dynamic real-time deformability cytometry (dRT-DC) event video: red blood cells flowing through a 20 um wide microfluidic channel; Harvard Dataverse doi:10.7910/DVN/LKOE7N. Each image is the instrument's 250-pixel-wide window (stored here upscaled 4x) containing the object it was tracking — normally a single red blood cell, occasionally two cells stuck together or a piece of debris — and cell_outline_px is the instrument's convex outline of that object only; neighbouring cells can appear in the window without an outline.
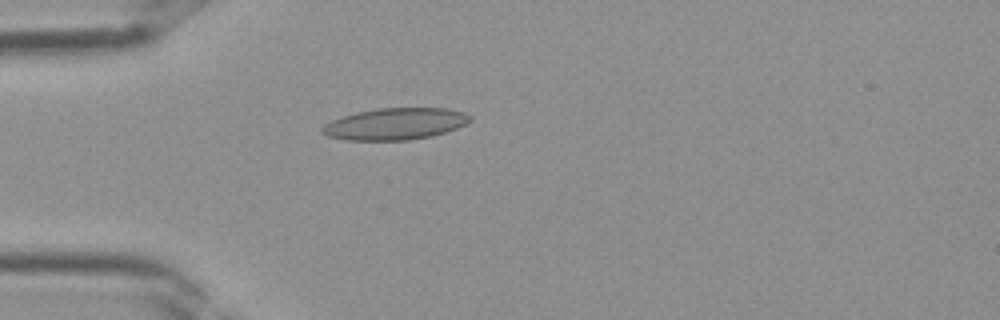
{"species": "Egyptian fruit bat (a non-hibernating species)", "species_latin": "Rousettus aegyptiacus", "temperature_condition": "room temperature", "stored_images_in_passage": 26, "camera_frame_rate_fps": 3000, "um_per_image_px": 0.085, "frame": {"image": 1, "passage_image": 4, "time_ms": 1.0, "image_size_px": [1000, 320], "cell_outline_px": [[472, 120], [456, 128], [432, 136], [408, 140], [344, 140], [328, 136], [320, 132], [320, 128], [324, 124], [332, 120], [356, 112], [376, 108], [448, 108], [464, 112], [472, 116]], "centroid_in_image_um": [33.57, 10.53], "position_along_channel_um": 51.4, "area_um2": 27.4}}
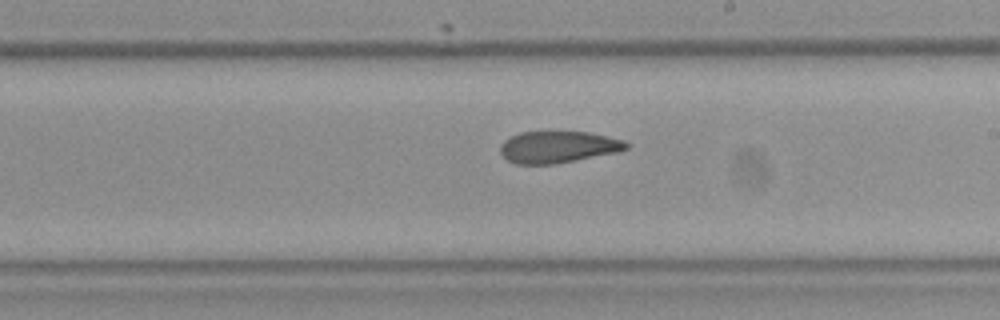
{"frame": {"image": 2, "passage_image": 15, "time_ms": 4.667, "image_size_px": [1000, 320], "cell_outline_px": [[628, 148], [616, 152], [556, 164], [516, 164], [508, 160], [500, 152], [500, 144], [504, 140], [520, 132], [588, 132], [624, 140], [628, 144]], "centroid_in_image_um": [47.41, 12.5], "position_along_channel_um": 241.6, "area_um2": 23.12}}
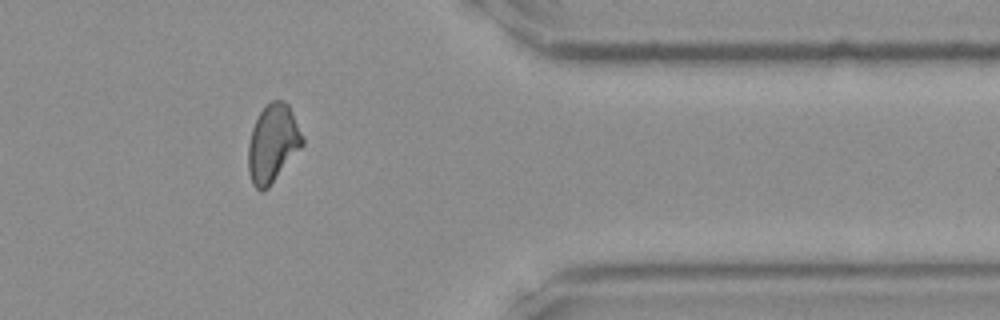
{"frame": {"image": 3, "passage_image": 24, "time_ms": 7.667, "image_size_px": [1000, 320], "cell_outline_px": [[304, 144], [268, 188], [260, 192], [252, 184], [248, 172], [248, 144], [252, 128], [260, 112], [272, 100], [284, 100], [288, 104], [304, 136]], "centroid_in_image_um": [23.18, 12.2], "position_along_channel_um": 388.2, "area_um2": 24.62}}